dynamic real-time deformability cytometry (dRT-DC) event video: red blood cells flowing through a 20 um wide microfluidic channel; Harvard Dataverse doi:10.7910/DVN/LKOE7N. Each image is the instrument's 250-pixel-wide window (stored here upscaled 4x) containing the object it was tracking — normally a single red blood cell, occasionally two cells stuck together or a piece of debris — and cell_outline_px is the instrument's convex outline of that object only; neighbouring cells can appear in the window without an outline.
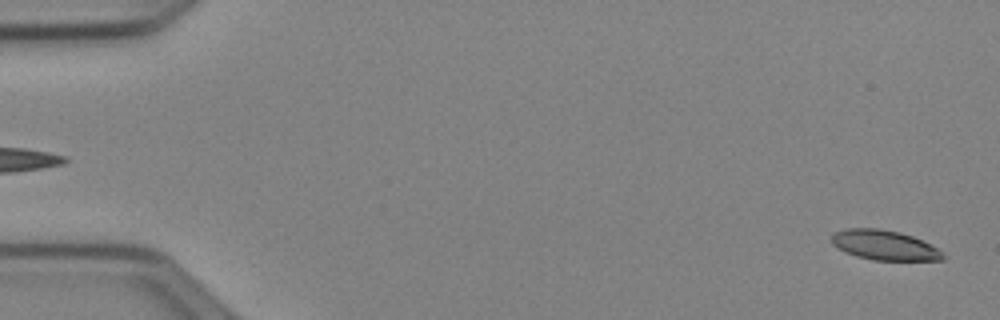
{"species": "Egyptian fruit bat (a non-hibernating species)", "species_latin": "Rousettus aegyptiacus", "temperature_condition": "cold", "stored_images_in_passage": 14, "camera_frame_rate_fps": 3000, "um_per_image_px": 0.085, "animal": {"sex": "female"}, "frame": {"image": 1, "passage_image": 1, "time_ms": 0.0, "image_size_px": [1000, 320], "cell_outline_px": [[944, 260], [872, 260], [856, 256], [844, 252], [832, 244], [832, 236], [836, 232], [848, 228], [880, 228], [900, 232], [912, 236], [944, 252]], "centroid_in_image_um": [75.16, 20.84], "position_along_channel_um": 9.8, "area_um2": 19.25}}